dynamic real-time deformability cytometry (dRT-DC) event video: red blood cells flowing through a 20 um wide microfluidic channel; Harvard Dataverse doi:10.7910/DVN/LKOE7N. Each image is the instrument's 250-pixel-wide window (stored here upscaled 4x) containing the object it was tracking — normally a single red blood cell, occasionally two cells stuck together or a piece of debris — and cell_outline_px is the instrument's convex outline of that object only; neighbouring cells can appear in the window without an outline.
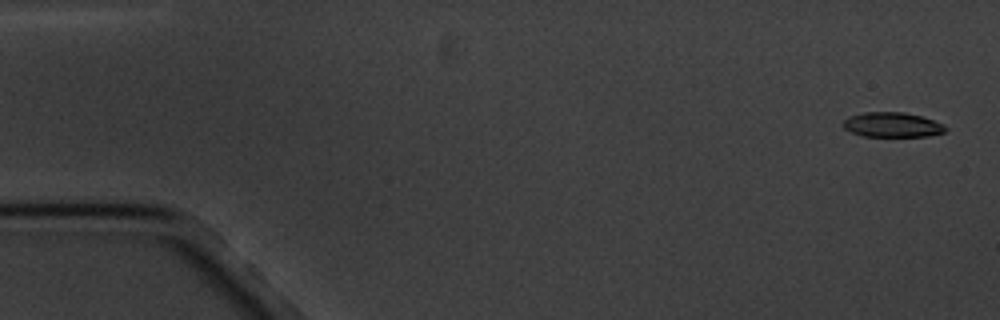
{"species": "common noctule bat (a hibernating species)", "species_latin": "Nyctalus noctula", "temperature_condition": "cold", "stored_images_in_passage": 11, "camera_frame_rate_fps": 3000, "um_per_image_px": 0.085, "animal": {"sex": "male", "body_mass_g": 20.1, "forearm_length_mm": 53.5}, "frame": {"image": 1, "passage_image": 1, "time_ms": 0.0, "image_size_px": [1000, 320], "cell_outline_px": [[948, 128], [944, 132], [928, 136], [864, 136], [852, 132], [844, 128], [844, 120], [848, 116], [864, 112], [904, 112], [920, 116], [944, 124]], "centroid_in_image_um": [75.85, 10.6], "position_along_channel_um": 9.2, "area_um2": 14.68}}
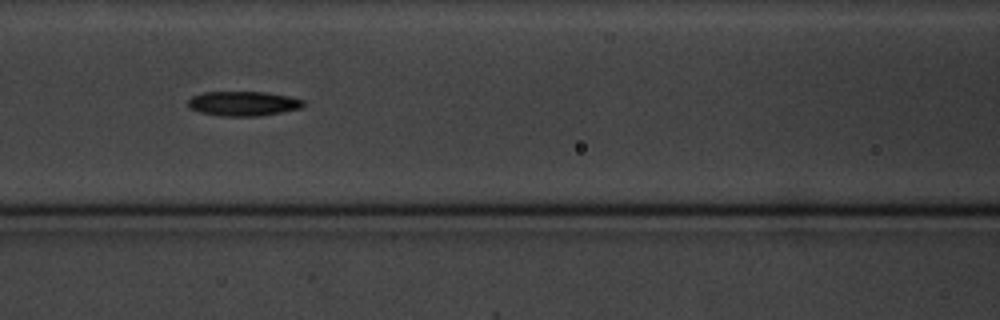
{"frame": {"image": 2, "passage_image": 7, "time_ms": 7.667, "image_size_px": [1000, 320], "cell_outline_px": [[304, 104], [300, 108], [280, 112], [256, 116], [220, 116], [200, 112], [188, 108], [188, 100], [192, 96], [204, 92], [264, 92], [288, 96], [304, 100]], "centroid_in_image_um": [20.63, 8.8], "position_along_channel_um": 146.0, "area_um2": 16.42}}
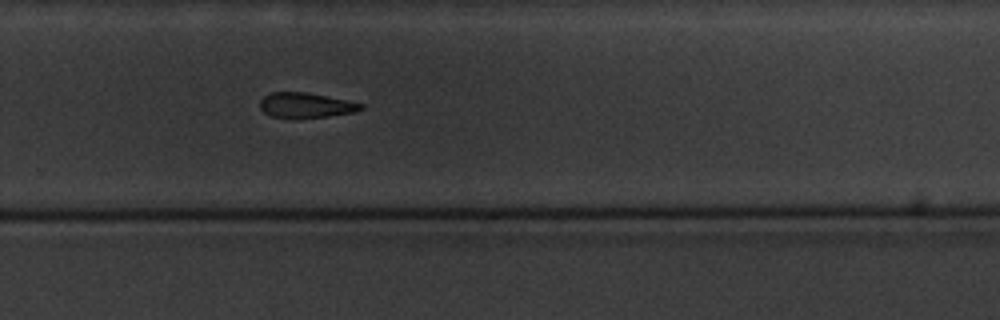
{"frame": {"image": 3, "passage_image": 11, "time_ms": 12.333, "image_size_px": [1000, 320], "cell_outline_px": [[364, 108], [356, 112], [328, 116], [296, 120], [292, 120], [272, 116], [264, 112], [260, 108], [260, 100], [264, 96], [272, 92], [304, 92], [328, 96], [364, 104]], "centroid_in_image_um": [25.99, 8.97], "position_along_channel_um": 303.8, "area_um2": 15.14}}